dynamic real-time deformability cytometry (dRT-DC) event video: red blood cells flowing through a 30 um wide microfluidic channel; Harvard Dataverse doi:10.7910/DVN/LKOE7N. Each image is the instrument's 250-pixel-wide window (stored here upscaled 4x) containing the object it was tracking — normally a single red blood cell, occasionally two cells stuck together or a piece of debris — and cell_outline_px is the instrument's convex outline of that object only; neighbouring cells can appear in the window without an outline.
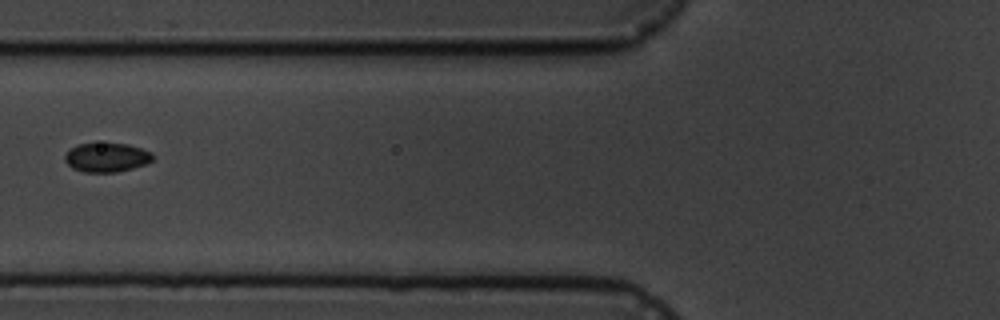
{"species": "common noctule bat (a hibernating species)", "species_latin": "Nyctalus noctula", "temperature_condition": "cold", "stored_images_in_passage": 10, "camera_frame_rate_fps": 3000, "um_per_image_px": 0.085, "animal": {"sex": "male", "body_mass_g": 19.5, "forearm_length_mm": 54.6}, "frame": {"image": 1, "passage_image": 6, "time_ms": 5.667, "image_size_px": [1000, 320], "cell_outline_px": [[152, 160], [144, 164], [132, 168], [116, 172], [84, 172], [72, 168], [64, 160], [64, 156], [76, 144], [128, 144], [152, 152]], "centroid_in_image_um": [9.04, 13.39], "position_along_channel_um": 116.8, "area_um2": 14.62}}
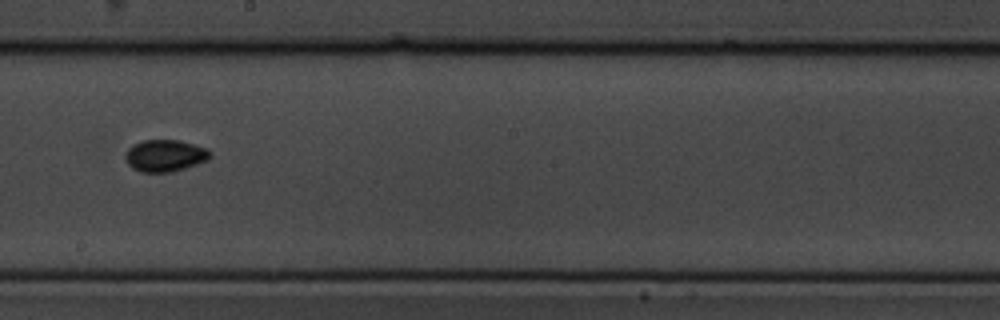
{"frame": {"image": 2, "passage_image": 9, "time_ms": 9.0, "image_size_px": [1000, 320], "cell_outline_px": [[212, 156], [208, 160], [172, 172], [140, 172], [132, 168], [128, 164], [124, 156], [128, 148], [132, 144], [144, 140], [180, 140], [204, 148], [212, 152]], "centroid_in_image_um": [14.0, 13.23], "position_along_channel_um": 234.2, "area_um2": 15.78}}
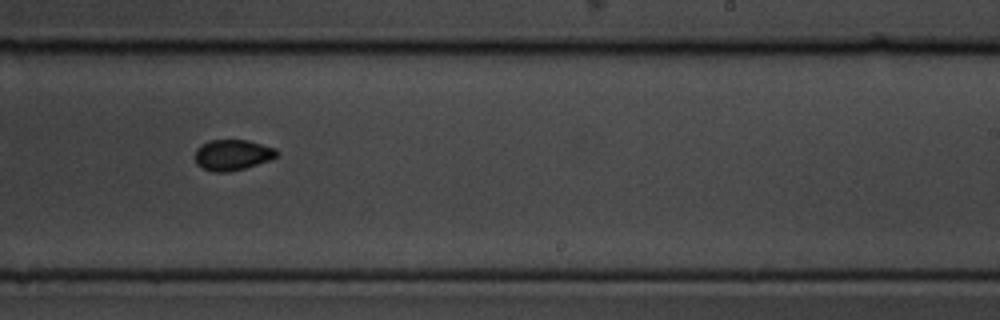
{"frame": {"image": 3, "passage_image": 10, "time_ms": 10.0, "image_size_px": [1000, 320], "cell_outline_px": [[280, 152], [272, 160], [244, 168], [228, 172], [212, 172], [196, 164], [196, 148], [200, 144], [208, 140], [248, 140], [276, 148]], "centroid_in_image_um": [19.78, 13.16], "position_along_channel_um": 269.2, "area_um2": 14.8}}